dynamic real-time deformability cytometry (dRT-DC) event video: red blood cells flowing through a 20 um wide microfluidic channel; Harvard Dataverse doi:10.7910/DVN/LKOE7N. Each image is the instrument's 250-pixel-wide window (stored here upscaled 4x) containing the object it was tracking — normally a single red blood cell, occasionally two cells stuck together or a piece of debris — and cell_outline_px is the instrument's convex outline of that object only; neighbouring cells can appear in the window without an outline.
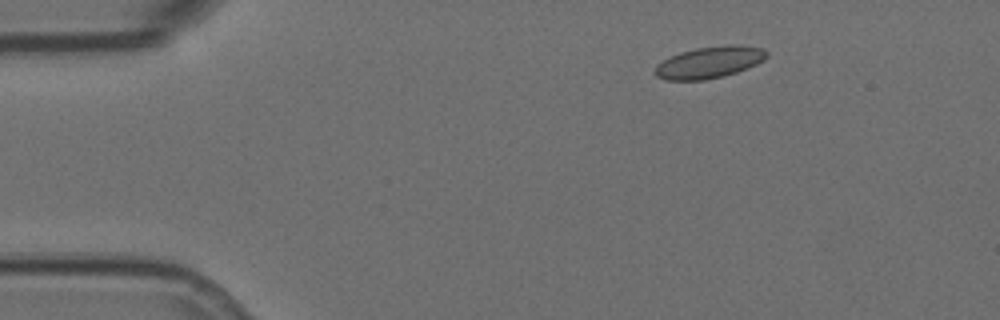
{"species": "Egyptian fruit bat (a non-hibernating species)", "species_latin": "Rousettus aegyptiacus", "temperature_condition": "room temperature", "stored_images_in_passage": 5, "camera_frame_rate_fps": 3000, "um_per_image_px": 0.085, "animal": {"sex": "female"}, "frame": {"image": 1, "passage_image": 2, "time_ms": 0.333, "image_size_px": [1000, 320], "cell_outline_px": [[768, 56], [764, 60], [748, 68], [724, 76], [704, 80], [664, 80], [656, 76], [652, 72], [656, 64], [680, 52], [696, 48], [728, 44], [740, 44], [764, 48], [768, 52]], "centroid_in_image_um": [60.31, 5.29], "position_along_channel_um": 24.7, "area_um2": 20.92}}
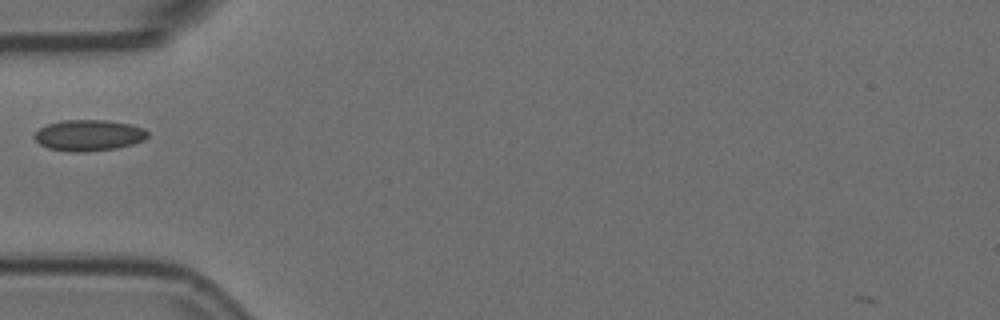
{"frame": {"image": 2, "passage_image": 5, "time_ms": 1.333, "image_size_px": [1000, 320], "cell_outline_px": [[148, 136], [144, 140], [132, 144], [116, 148], [84, 152], [68, 152], [48, 148], [40, 144], [32, 136], [40, 128], [48, 124], [60, 120], [104, 120], [128, 124], [144, 128], [148, 132]], "centroid_in_image_um": [7.52, 11.5], "position_along_channel_um": 77.5, "area_um2": 20.52}}